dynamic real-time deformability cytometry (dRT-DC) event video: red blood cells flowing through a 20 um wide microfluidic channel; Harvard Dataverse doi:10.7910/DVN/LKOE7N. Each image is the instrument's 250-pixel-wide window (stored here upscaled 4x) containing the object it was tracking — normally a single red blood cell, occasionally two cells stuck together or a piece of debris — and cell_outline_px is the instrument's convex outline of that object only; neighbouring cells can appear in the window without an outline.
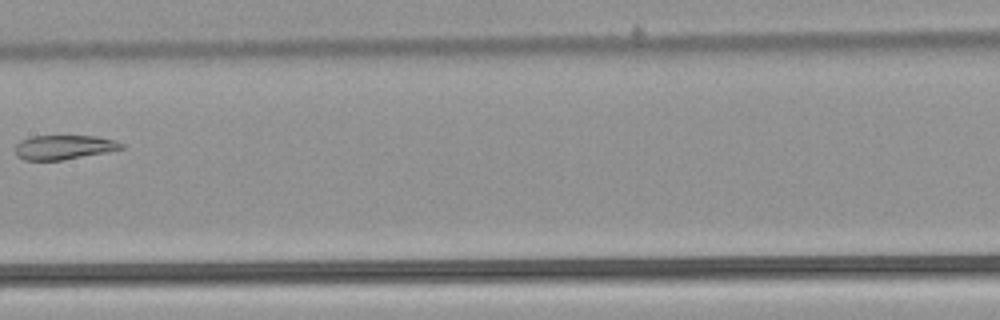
{"species": "common noctule bat (a hibernating species)", "species_latin": "Nyctalus noctula", "temperature_condition": "warm", "stored_images_in_passage": 7, "segment_of_instrument_passage": [2, 2], "camera_frame_rate_fps": 3000, "um_per_image_px": 0.085, "animal": {"sex": "male", "body_mass_g": 21.5, "forearm_length_mm": 52.0}, "frame": {"image": 1, "passage_image": 7, "time_ms": 2.0, "image_size_px": [1000, 320], "cell_outline_px": [[124, 148], [104, 152], [60, 160], [24, 160], [16, 156], [16, 144], [20, 140], [32, 136], [96, 136], [116, 140], [124, 144]], "centroid_in_image_um": [5.41, 12.5], "position_along_channel_um": 202.0, "area_um2": 14.91}}